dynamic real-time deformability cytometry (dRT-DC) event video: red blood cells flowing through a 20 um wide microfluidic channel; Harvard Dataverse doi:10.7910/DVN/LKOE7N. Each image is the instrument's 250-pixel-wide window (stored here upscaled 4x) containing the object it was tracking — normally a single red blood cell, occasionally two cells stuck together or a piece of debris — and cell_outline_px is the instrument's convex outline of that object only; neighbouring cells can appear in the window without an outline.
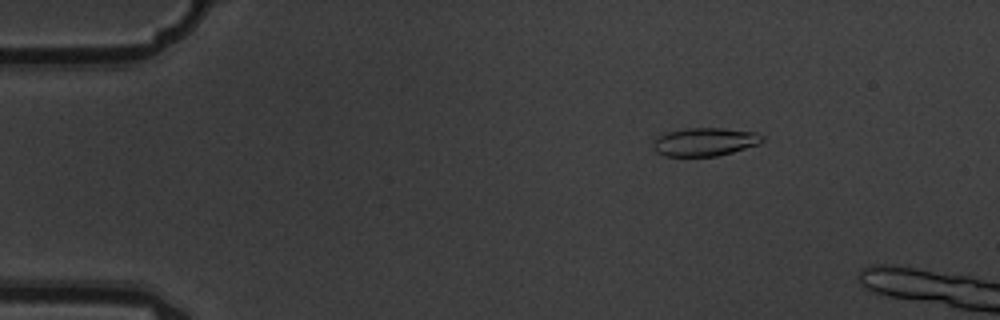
{"species": "common noctule bat (a hibernating species)", "species_latin": "Nyctalus noctula", "temperature_condition": "warm", "stored_images_in_passage": 5, "camera_frame_rate_fps": 3000, "um_per_image_px": 0.085, "animal": {"sex": "male", "body_mass_g": 19.5, "forearm_length_mm": 54.6}, "frame": {"image": 1, "passage_image": 3, "time_ms": 0.667, "image_size_px": [1000, 320], "cell_outline_px": [[764, 140], [760, 144], [732, 152], [716, 156], [664, 156], [656, 152], [652, 148], [652, 140], [668, 132], [684, 128], [724, 128], [756, 132], [764, 136]], "centroid_in_image_um": [59.91, 12.05], "position_along_channel_um": 25.1, "area_um2": 18.15}}